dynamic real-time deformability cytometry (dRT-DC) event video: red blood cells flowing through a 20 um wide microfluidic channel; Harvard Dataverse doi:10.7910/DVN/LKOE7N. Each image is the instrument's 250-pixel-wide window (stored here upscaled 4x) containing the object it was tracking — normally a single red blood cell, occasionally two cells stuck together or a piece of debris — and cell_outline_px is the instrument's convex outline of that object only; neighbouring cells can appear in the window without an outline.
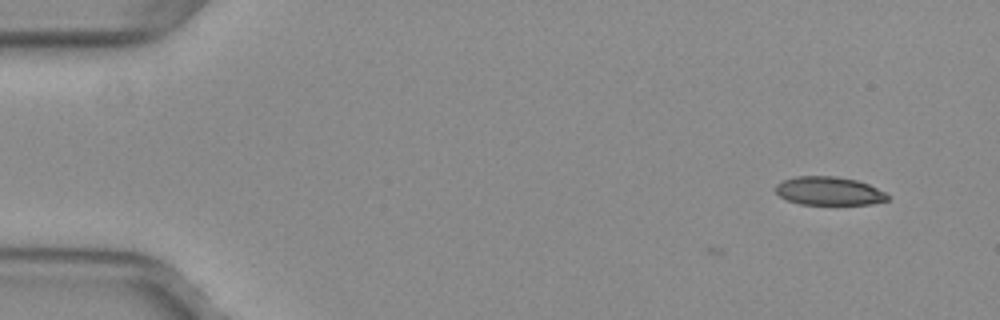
{"species": "common noctule bat (a hibernating species)", "species_latin": "Nyctalus noctula", "temperature_condition": "warm", "stored_images_in_passage": 3, "camera_frame_rate_fps": 3000, "um_per_image_px": 0.085, "animal": {"sex": "female", "body_mass_g": 29.2, "forearm_length_mm": 56.3}, "frame": {"image": 1, "passage_image": 3, "time_ms": 0.667, "image_size_px": [1000, 320], "cell_outline_px": [[888, 200], [872, 204], [800, 204], [788, 200], [780, 196], [776, 192], [776, 184], [784, 180], [796, 176], [836, 176], [856, 180], [868, 184], [884, 192], [888, 196]], "centroid_in_image_um": [70.45, 16.23], "position_along_channel_um": 14.5, "area_um2": 18.38}}